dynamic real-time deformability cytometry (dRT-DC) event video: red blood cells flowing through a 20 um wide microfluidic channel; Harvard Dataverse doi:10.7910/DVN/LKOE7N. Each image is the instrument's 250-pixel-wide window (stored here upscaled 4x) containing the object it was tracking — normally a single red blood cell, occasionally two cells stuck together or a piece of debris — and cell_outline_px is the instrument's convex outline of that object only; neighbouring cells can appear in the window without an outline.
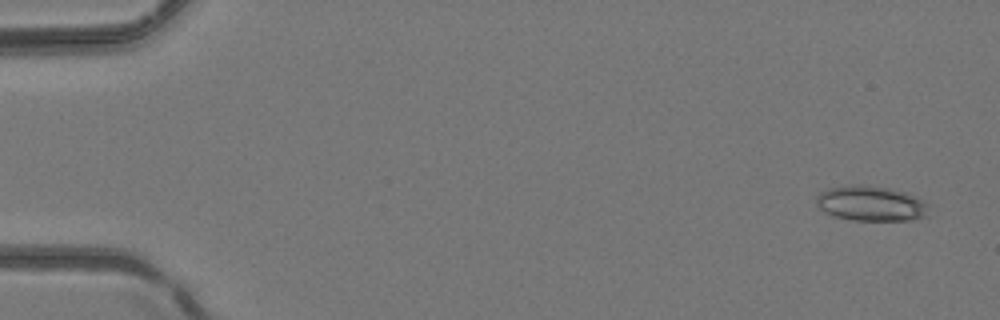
{"species": "common noctule bat (a hibernating species)", "species_latin": "Nyctalus noctula", "temperature_condition": "room temperature", "stored_images_in_passage": 6, "camera_frame_rate_fps": 3000, "um_per_image_px": 0.085, "animal": {"sex": "female", "body_mass_g": 24.6, "forearm_length_mm": 56.2}, "frame": {"image": 1, "passage_image": 1, "time_ms": 0.0, "image_size_px": [1000, 320], "cell_outline_px": [[928, 216], [912, 220], [852, 220], [832, 216], [824, 212], [816, 204], [816, 196], [820, 192], [828, 188], [856, 184], [860, 184], [888, 188], [908, 192], [928, 204]], "centroid_in_image_um": [74.02, 17.3], "position_along_channel_um": 11.0, "area_um2": 23.24}}
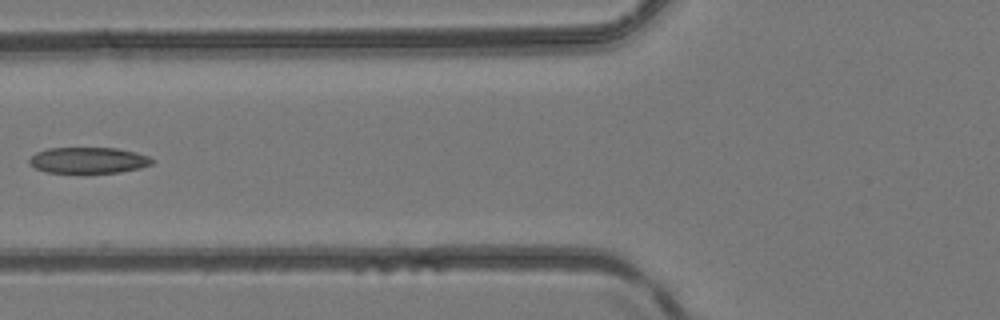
{"frame": {"image": 2, "passage_image": 6, "time_ms": 1.667, "image_size_px": [1000, 320], "cell_outline_px": [[152, 164], [140, 168], [120, 172], [48, 172], [36, 168], [28, 164], [28, 160], [36, 152], [48, 148], [116, 148], [136, 152], [148, 156], [152, 160]], "centroid_in_image_um": [7.5, 13.61], "position_along_channel_um": 118.3, "area_um2": 18.44}}